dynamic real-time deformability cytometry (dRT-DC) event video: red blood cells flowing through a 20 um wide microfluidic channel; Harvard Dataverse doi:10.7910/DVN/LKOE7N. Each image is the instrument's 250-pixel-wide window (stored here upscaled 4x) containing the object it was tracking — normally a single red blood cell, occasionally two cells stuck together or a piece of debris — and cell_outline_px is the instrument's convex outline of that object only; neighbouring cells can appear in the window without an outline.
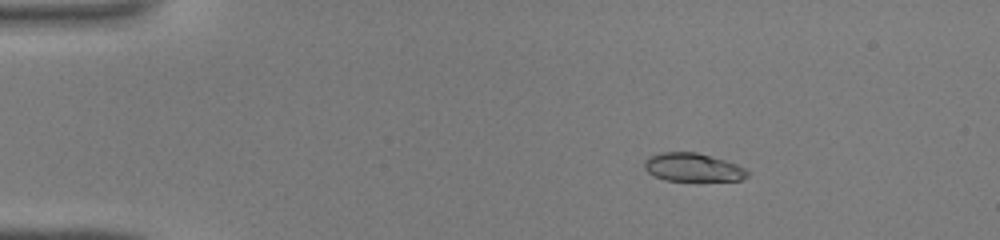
{"species": "common noctule bat (a hibernating species)", "species_latin": "Nyctalus noctula", "temperature_condition": "warm", "stored_images_in_passage": 39, "camera_frame_rate_fps": 3000, "um_per_image_px": 0.085, "animal": {"sex": "male", "body_mass_g": 19.0, "forearm_length_mm": 50.8}, "frame": {"image": 1, "passage_image": 2, "time_ms": 0.333, "image_size_px": [1000, 240], "cell_outline_px": [[748, 176], [740, 180], [664, 180], [648, 172], [644, 168], [644, 160], [648, 156], [660, 152], [696, 152], [724, 160], [736, 164], [744, 168], [748, 172]], "centroid_in_image_um": [58.85, 14.21], "position_along_channel_um": 26.2, "area_um2": 16.82}}
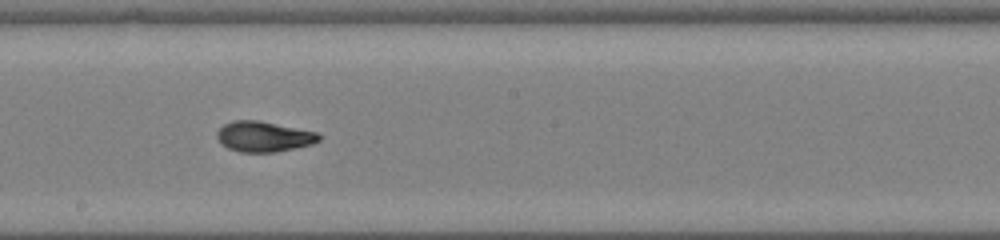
{"frame": {"image": 2, "passage_image": 20, "time_ms": 6.333, "image_size_px": [1000, 240], "cell_outline_px": [[320, 140], [312, 144], [272, 152], [240, 152], [228, 148], [216, 136], [216, 132], [224, 124], [232, 120], [260, 120], [316, 132], [320, 136]], "centroid_in_image_um": [22.4, 11.59], "position_along_channel_um": 225.8, "area_um2": 17.86}}
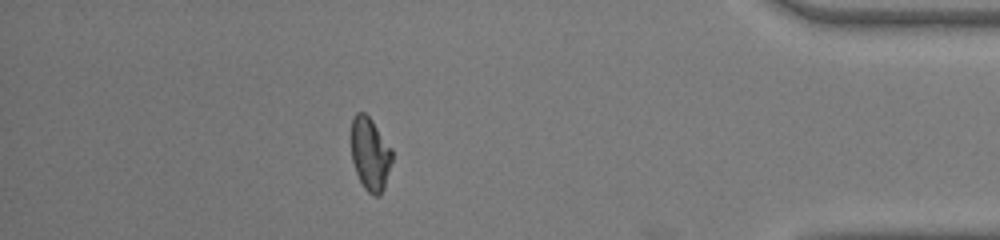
{"frame": {"image": 3, "passage_image": 34, "time_ms": 11.0, "image_size_px": [1000, 240], "cell_outline_px": [[392, 160], [384, 188], [380, 196], [372, 196], [364, 188], [356, 172], [352, 160], [352, 120], [356, 112], [364, 112], [372, 120], [392, 148]], "centroid_in_image_um": [31.47, 13.1], "position_along_channel_um": 403.7, "area_um2": 17.34}}